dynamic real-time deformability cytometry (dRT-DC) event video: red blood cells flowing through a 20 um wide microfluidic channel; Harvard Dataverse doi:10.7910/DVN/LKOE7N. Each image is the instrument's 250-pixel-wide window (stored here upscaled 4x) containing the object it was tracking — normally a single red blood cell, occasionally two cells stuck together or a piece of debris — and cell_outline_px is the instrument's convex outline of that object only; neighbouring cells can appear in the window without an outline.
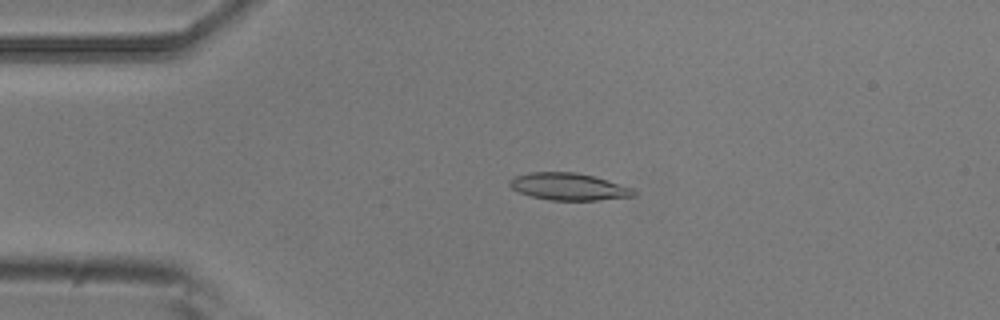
{"species": "common noctule bat (a hibernating species)", "species_latin": "Nyctalus noctula", "temperature_condition": "room temperature", "stored_images_in_passage": 3, "camera_frame_rate_fps": 3000, "um_per_image_px": 0.085, "animal": {"sex": "male", "body_mass_g": 20.5, "forearm_length_mm": 52.5}, "frame": {"image": 1, "passage_image": 3, "time_ms": 0.667, "image_size_px": [1000, 320], "cell_outline_px": [[636, 196], [596, 200], [548, 200], [532, 196], [520, 192], [512, 188], [508, 184], [508, 180], [516, 176], [528, 172], [576, 172], [592, 176], [632, 188], [636, 192]], "centroid_in_image_um": [48.3, 15.86], "position_along_channel_um": 36.7, "area_um2": 19.42}}